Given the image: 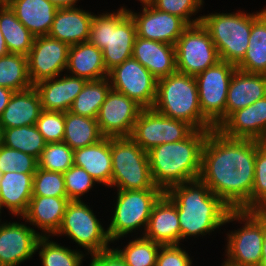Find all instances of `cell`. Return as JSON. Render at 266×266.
Returning <instances> with one entry per match:
<instances>
[{"label": "cell", "mask_w": 266, "mask_h": 266, "mask_svg": "<svg viewBox=\"0 0 266 266\" xmlns=\"http://www.w3.org/2000/svg\"><path fill=\"white\" fill-rule=\"evenodd\" d=\"M38 168V159L22 151L0 146V171L35 173Z\"/></svg>", "instance_id": "7bdbcfd3"}, {"label": "cell", "mask_w": 266, "mask_h": 266, "mask_svg": "<svg viewBox=\"0 0 266 266\" xmlns=\"http://www.w3.org/2000/svg\"><path fill=\"white\" fill-rule=\"evenodd\" d=\"M164 194L176 205L181 242L211 235L225 225L232 210L200 178L174 185Z\"/></svg>", "instance_id": "7a4b0ae2"}, {"label": "cell", "mask_w": 266, "mask_h": 266, "mask_svg": "<svg viewBox=\"0 0 266 266\" xmlns=\"http://www.w3.org/2000/svg\"><path fill=\"white\" fill-rule=\"evenodd\" d=\"M217 130L229 138L266 142V96L233 112Z\"/></svg>", "instance_id": "d6986e66"}, {"label": "cell", "mask_w": 266, "mask_h": 266, "mask_svg": "<svg viewBox=\"0 0 266 266\" xmlns=\"http://www.w3.org/2000/svg\"><path fill=\"white\" fill-rule=\"evenodd\" d=\"M265 96V74L247 73L236 69L228 87L225 120L233 112L243 109Z\"/></svg>", "instance_id": "cb8c5ba5"}, {"label": "cell", "mask_w": 266, "mask_h": 266, "mask_svg": "<svg viewBox=\"0 0 266 266\" xmlns=\"http://www.w3.org/2000/svg\"><path fill=\"white\" fill-rule=\"evenodd\" d=\"M111 89L108 77L87 81L69 111L76 115L97 118L101 105Z\"/></svg>", "instance_id": "836d02e7"}, {"label": "cell", "mask_w": 266, "mask_h": 266, "mask_svg": "<svg viewBox=\"0 0 266 266\" xmlns=\"http://www.w3.org/2000/svg\"><path fill=\"white\" fill-rule=\"evenodd\" d=\"M141 236V237H140ZM121 247H112L127 266H156L157 255L162 245L153 242L142 234ZM121 248V249H120Z\"/></svg>", "instance_id": "74e56055"}, {"label": "cell", "mask_w": 266, "mask_h": 266, "mask_svg": "<svg viewBox=\"0 0 266 266\" xmlns=\"http://www.w3.org/2000/svg\"><path fill=\"white\" fill-rule=\"evenodd\" d=\"M94 13L78 7L58 8L48 36L68 45L87 42Z\"/></svg>", "instance_id": "d4e9b609"}, {"label": "cell", "mask_w": 266, "mask_h": 266, "mask_svg": "<svg viewBox=\"0 0 266 266\" xmlns=\"http://www.w3.org/2000/svg\"><path fill=\"white\" fill-rule=\"evenodd\" d=\"M63 74L34 85L39 92L42 109L46 111H69L73 101L82 91L86 79Z\"/></svg>", "instance_id": "44dd1931"}, {"label": "cell", "mask_w": 266, "mask_h": 266, "mask_svg": "<svg viewBox=\"0 0 266 266\" xmlns=\"http://www.w3.org/2000/svg\"><path fill=\"white\" fill-rule=\"evenodd\" d=\"M111 89L128 96L143 109L153 108L158 80L135 58L130 57L108 72Z\"/></svg>", "instance_id": "5bb4252c"}, {"label": "cell", "mask_w": 266, "mask_h": 266, "mask_svg": "<svg viewBox=\"0 0 266 266\" xmlns=\"http://www.w3.org/2000/svg\"><path fill=\"white\" fill-rule=\"evenodd\" d=\"M70 45L52 37H35L27 55L32 85L57 77L66 71Z\"/></svg>", "instance_id": "9a60e30c"}, {"label": "cell", "mask_w": 266, "mask_h": 266, "mask_svg": "<svg viewBox=\"0 0 266 266\" xmlns=\"http://www.w3.org/2000/svg\"><path fill=\"white\" fill-rule=\"evenodd\" d=\"M42 110L41 98L35 86L15 91L0 116V127L9 129L35 125Z\"/></svg>", "instance_id": "484cf974"}, {"label": "cell", "mask_w": 266, "mask_h": 266, "mask_svg": "<svg viewBox=\"0 0 266 266\" xmlns=\"http://www.w3.org/2000/svg\"><path fill=\"white\" fill-rule=\"evenodd\" d=\"M67 198L70 201L81 200L82 196L89 193L95 184H98L86 170L75 165L71 166L64 174Z\"/></svg>", "instance_id": "ee69618b"}, {"label": "cell", "mask_w": 266, "mask_h": 266, "mask_svg": "<svg viewBox=\"0 0 266 266\" xmlns=\"http://www.w3.org/2000/svg\"><path fill=\"white\" fill-rule=\"evenodd\" d=\"M74 150L65 142L46 143L38 159V168L65 173L74 165Z\"/></svg>", "instance_id": "ab89813d"}, {"label": "cell", "mask_w": 266, "mask_h": 266, "mask_svg": "<svg viewBox=\"0 0 266 266\" xmlns=\"http://www.w3.org/2000/svg\"><path fill=\"white\" fill-rule=\"evenodd\" d=\"M165 192L162 189L117 190L116 204L107 232L111 242L147 228L153 206ZM143 228V229H142Z\"/></svg>", "instance_id": "9c48e42d"}, {"label": "cell", "mask_w": 266, "mask_h": 266, "mask_svg": "<svg viewBox=\"0 0 266 266\" xmlns=\"http://www.w3.org/2000/svg\"><path fill=\"white\" fill-rule=\"evenodd\" d=\"M210 130H194L187 138L164 143L148 151L152 179L164 192L170 187L198 179L202 149Z\"/></svg>", "instance_id": "3957f363"}, {"label": "cell", "mask_w": 266, "mask_h": 266, "mask_svg": "<svg viewBox=\"0 0 266 266\" xmlns=\"http://www.w3.org/2000/svg\"><path fill=\"white\" fill-rule=\"evenodd\" d=\"M90 256L92 259L90 258L89 266H127L113 248Z\"/></svg>", "instance_id": "7dc6e473"}, {"label": "cell", "mask_w": 266, "mask_h": 266, "mask_svg": "<svg viewBox=\"0 0 266 266\" xmlns=\"http://www.w3.org/2000/svg\"><path fill=\"white\" fill-rule=\"evenodd\" d=\"M236 68L266 75V10L252 23L246 54Z\"/></svg>", "instance_id": "1f68e13d"}, {"label": "cell", "mask_w": 266, "mask_h": 266, "mask_svg": "<svg viewBox=\"0 0 266 266\" xmlns=\"http://www.w3.org/2000/svg\"><path fill=\"white\" fill-rule=\"evenodd\" d=\"M261 142L229 138L216 128L204 142L199 178L232 210H239L250 199Z\"/></svg>", "instance_id": "6da1fadb"}, {"label": "cell", "mask_w": 266, "mask_h": 266, "mask_svg": "<svg viewBox=\"0 0 266 266\" xmlns=\"http://www.w3.org/2000/svg\"><path fill=\"white\" fill-rule=\"evenodd\" d=\"M142 109L128 96L110 89L96 118L102 135L109 138L131 136Z\"/></svg>", "instance_id": "2e32d148"}, {"label": "cell", "mask_w": 266, "mask_h": 266, "mask_svg": "<svg viewBox=\"0 0 266 266\" xmlns=\"http://www.w3.org/2000/svg\"><path fill=\"white\" fill-rule=\"evenodd\" d=\"M234 221L244 225L227 233L224 260L234 266H259L264 238V211L231 210L225 224Z\"/></svg>", "instance_id": "ba28073f"}, {"label": "cell", "mask_w": 266, "mask_h": 266, "mask_svg": "<svg viewBox=\"0 0 266 266\" xmlns=\"http://www.w3.org/2000/svg\"><path fill=\"white\" fill-rule=\"evenodd\" d=\"M204 0H153L150 4L157 10L181 18L188 26L199 24L202 16H195L203 7Z\"/></svg>", "instance_id": "60d3db41"}, {"label": "cell", "mask_w": 266, "mask_h": 266, "mask_svg": "<svg viewBox=\"0 0 266 266\" xmlns=\"http://www.w3.org/2000/svg\"><path fill=\"white\" fill-rule=\"evenodd\" d=\"M73 159L74 165L86 170L98 184L111 187V138L104 137L93 145L75 149Z\"/></svg>", "instance_id": "4316f807"}, {"label": "cell", "mask_w": 266, "mask_h": 266, "mask_svg": "<svg viewBox=\"0 0 266 266\" xmlns=\"http://www.w3.org/2000/svg\"><path fill=\"white\" fill-rule=\"evenodd\" d=\"M34 37L49 34L58 8L48 0H4Z\"/></svg>", "instance_id": "83f0119b"}, {"label": "cell", "mask_w": 266, "mask_h": 266, "mask_svg": "<svg viewBox=\"0 0 266 266\" xmlns=\"http://www.w3.org/2000/svg\"><path fill=\"white\" fill-rule=\"evenodd\" d=\"M66 72L87 81L108 77L102 50L89 41L70 46Z\"/></svg>", "instance_id": "f546056e"}, {"label": "cell", "mask_w": 266, "mask_h": 266, "mask_svg": "<svg viewBox=\"0 0 266 266\" xmlns=\"http://www.w3.org/2000/svg\"><path fill=\"white\" fill-rule=\"evenodd\" d=\"M8 53L9 52L7 49V45H6L5 39H4L3 34L1 32V29H0V57H4Z\"/></svg>", "instance_id": "816d5d0a"}, {"label": "cell", "mask_w": 266, "mask_h": 266, "mask_svg": "<svg viewBox=\"0 0 266 266\" xmlns=\"http://www.w3.org/2000/svg\"><path fill=\"white\" fill-rule=\"evenodd\" d=\"M32 196L67 197L63 173L37 168Z\"/></svg>", "instance_id": "b9f144b4"}, {"label": "cell", "mask_w": 266, "mask_h": 266, "mask_svg": "<svg viewBox=\"0 0 266 266\" xmlns=\"http://www.w3.org/2000/svg\"><path fill=\"white\" fill-rule=\"evenodd\" d=\"M35 126L46 143L63 142L65 112L42 110Z\"/></svg>", "instance_id": "f6af8a7d"}, {"label": "cell", "mask_w": 266, "mask_h": 266, "mask_svg": "<svg viewBox=\"0 0 266 266\" xmlns=\"http://www.w3.org/2000/svg\"><path fill=\"white\" fill-rule=\"evenodd\" d=\"M221 266H234V265H232V264H230V263H228V262H226V261L224 260V262L222 263Z\"/></svg>", "instance_id": "db71d44e"}, {"label": "cell", "mask_w": 266, "mask_h": 266, "mask_svg": "<svg viewBox=\"0 0 266 266\" xmlns=\"http://www.w3.org/2000/svg\"><path fill=\"white\" fill-rule=\"evenodd\" d=\"M236 69V65L220 60L195 76L202 115L216 129L225 121L228 87Z\"/></svg>", "instance_id": "8fae6325"}, {"label": "cell", "mask_w": 266, "mask_h": 266, "mask_svg": "<svg viewBox=\"0 0 266 266\" xmlns=\"http://www.w3.org/2000/svg\"><path fill=\"white\" fill-rule=\"evenodd\" d=\"M192 258L181 245L161 246L156 266H192Z\"/></svg>", "instance_id": "bcb514c9"}, {"label": "cell", "mask_w": 266, "mask_h": 266, "mask_svg": "<svg viewBox=\"0 0 266 266\" xmlns=\"http://www.w3.org/2000/svg\"><path fill=\"white\" fill-rule=\"evenodd\" d=\"M2 144L39 159L46 142L35 125L2 129Z\"/></svg>", "instance_id": "e575fe53"}, {"label": "cell", "mask_w": 266, "mask_h": 266, "mask_svg": "<svg viewBox=\"0 0 266 266\" xmlns=\"http://www.w3.org/2000/svg\"><path fill=\"white\" fill-rule=\"evenodd\" d=\"M70 200L67 197L32 196L26 212L20 217L37 227L41 237H52L59 230Z\"/></svg>", "instance_id": "ffe728a7"}, {"label": "cell", "mask_w": 266, "mask_h": 266, "mask_svg": "<svg viewBox=\"0 0 266 266\" xmlns=\"http://www.w3.org/2000/svg\"><path fill=\"white\" fill-rule=\"evenodd\" d=\"M127 9L93 15L88 41L102 50L107 72L132 57L137 28Z\"/></svg>", "instance_id": "277c9868"}, {"label": "cell", "mask_w": 266, "mask_h": 266, "mask_svg": "<svg viewBox=\"0 0 266 266\" xmlns=\"http://www.w3.org/2000/svg\"><path fill=\"white\" fill-rule=\"evenodd\" d=\"M142 13L127 9L134 19L137 36L175 45L188 25L179 17L154 8L151 4H141Z\"/></svg>", "instance_id": "ac0fdd59"}, {"label": "cell", "mask_w": 266, "mask_h": 266, "mask_svg": "<svg viewBox=\"0 0 266 266\" xmlns=\"http://www.w3.org/2000/svg\"><path fill=\"white\" fill-rule=\"evenodd\" d=\"M0 86L14 92L33 86L28 73L27 56L8 53L0 57Z\"/></svg>", "instance_id": "d590c367"}, {"label": "cell", "mask_w": 266, "mask_h": 266, "mask_svg": "<svg viewBox=\"0 0 266 266\" xmlns=\"http://www.w3.org/2000/svg\"><path fill=\"white\" fill-rule=\"evenodd\" d=\"M194 130L186 121L164 116L153 108H146L139 113L130 137L148 152L161 144L181 141Z\"/></svg>", "instance_id": "4fadbf2b"}, {"label": "cell", "mask_w": 266, "mask_h": 266, "mask_svg": "<svg viewBox=\"0 0 266 266\" xmlns=\"http://www.w3.org/2000/svg\"><path fill=\"white\" fill-rule=\"evenodd\" d=\"M103 224L93 209L82 200L70 201L63 216V221L54 236H67L79 247L84 248L86 255H92L110 249L112 243Z\"/></svg>", "instance_id": "30bf717a"}, {"label": "cell", "mask_w": 266, "mask_h": 266, "mask_svg": "<svg viewBox=\"0 0 266 266\" xmlns=\"http://www.w3.org/2000/svg\"><path fill=\"white\" fill-rule=\"evenodd\" d=\"M0 29L9 53L27 56L32 48L34 36L17 19L15 12L4 1H0Z\"/></svg>", "instance_id": "4dcf8cb0"}, {"label": "cell", "mask_w": 266, "mask_h": 266, "mask_svg": "<svg viewBox=\"0 0 266 266\" xmlns=\"http://www.w3.org/2000/svg\"><path fill=\"white\" fill-rule=\"evenodd\" d=\"M132 57L158 80L177 72L175 45L136 37Z\"/></svg>", "instance_id": "603a6c76"}, {"label": "cell", "mask_w": 266, "mask_h": 266, "mask_svg": "<svg viewBox=\"0 0 266 266\" xmlns=\"http://www.w3.org/2000/svg\"><path fill=\"white\" fill-rule=\"evenodd\" d=\"M35 173L7 172L0 180V207L14 217H21L32 198L33 176Z\"/></svg>", "instance_id": "f1b7e54d"}, {"label": "cell", "mask_w": 266, "mask_h": 266, "mask_svg": "<svg viewBox=\"0 0 266 266\" xmlns=\"http://www.w3.org/2000/svg\"><path fill=\"white\" fill-rule=\"evenodd\" d=\"M142 4H150L153 0H138Z\"/></svg>", "instance_id": "f5cc1de1"}, {"label": "cell", "mask_w": 266, "mask_h": 266, "mask_svg": "<svg viewBox=\"0 0 266 266\" xmlns=\"http://www.w3.org/2000/svg\"><path fill=\"white\" fill-rule=\"evenodd\" d=\"M259 266H266V211H264V238L262 244V259Z\"/></svg>", "instance_id": "f907efd6"}, {"label": "cell", "mask_w": 266, "mask_h": 266, "mask_svg": "<svg viewBox=\"0 0 266 266\" xmlns=\"http://www.w3.org/2000/svg\"><path fill=\"white\" fill-rule=\"evenodd\" d=\"M143 236L162 246L182 244L176 205L165 194L153 206Z\"/></svg>", "instance_id": "7402d4cb"}, {"label": "cell", "mask_w": 266, "mask_h": 266, "mask_svg": "<svg viewBox=\"0 0 266 266\" xmlns=\"http://www.w3.org/2000/svg\"><path fill=\"white\" fill-rule=\"evenodd\" d=\"M14 91L0 86V116L2 115L4 109L8 105Z\"/></svg>", "instance_id": "c3c4849f"}, {"label": "cell", "mask_w": 266, "mask_h": 266, "mask_svg": "<svg viewBox=\"0 0 266 266\" xmlns=\"http://www.w3.org/2000/svg\"><path fill=\"white\" fill-rule=\"evenodd\" d=\"M57 8H74L79 0H48Z\"/></svg>", "instance_id": "681fc988"}, {"label": "cell", "mask_w": 266, "mask_h": 266, "mask_svg": "<svg viewBox=\"0 0 266 266\" xmlns=\"http://www.w3.org/2000/svg\"><path fill=\"white\" fill-rule=\"evenodd\" d=\"M239 210L266 211V142L257 146L251 196Z\"/></svg>", "instance_id": "f35d334b"}, {"label": "cell", "mask_w": 266, "mask_h": 266, "mask_svg": "<svg viewBox=\"0 0 266 266\" xmlns=\"http://www.w3.org/2000/svg\"><path fill=\"white\" fill-rule=\"evenodd\" d=\"M153 109L160 114L186 121L196 130H213L202 115L194 76L175 72L158 79Z\"/></svg>", "instance_id": "5b68a950"}, {"label": "cell", "mask_w": 266, "mask_h": 266, "mask_svg": "<svg viewBox=\"0 0 266 266\" xmlns=\"http://www.w3.org/2000/svg\"><path fill=\"white\" fill-rule=\"evenodd\" d=\"M40 232L23 222H0V266H19L36 254Z\"/></svg>", "instance_id": "e0dca14e"}, {"label": "cell", "mask_w": 266, "mask_h": 266, "mask_svg": "<svg viewBox=\"0 0 266 266\" xmlns=\"http://www.w3.org/2000/svg\"><path fill=\"white\" fill-rule=\"evenodd\" d=\"M103 138L95 118L65 112L63 142L72 150L93 145Z\"/></svg>", "instance_id": "d6a6232c"}, {"label": "cell", "mask_w": 266, "mask_h": 266, "mask_svg": "<svg viewBox=\"0 0 266 266\" xmlns=\"http://www.w3.org/2000/svg\"><path fill=\"white\" fill-rule=\"evenodd\" d=\"M1 213H2V211H1V207H0V217H1ZM1 220H2V219L0 218V222H1Z\"/></svg>", "instance_id": "9f6ffc18"}, {"label": "cell", "mask_w": 266, "mask_h": 266, "mask_svg": "<svg viewBox=\"0 0 266 266\" xmlns=\"http://www.w3.org/2000/svg\"><path fill=\"white\" fill-rule=\"evenodd\" d=\"M266 10L245 13H209L202 15L201 24L208 31L222 61L237 65L245 56L252 23Z\"/></svg>", "instance_id": "8992f818"}, {"label": "cell", "mask_w": 266, "mask_h": 266, "mask_svg": "<svg viewBox=\"0 0 266 266\" xmlns=\"http://www.w3.org/2000/svg\"><path fill=\"white\" fill-rule=\"evenodd\" d=\"M175 50L177 72L194 77L220 61L216 46L201 23L183 31Z\"/></svg>", "instance_id": "7c38bea8"}, {"label": "cell", "mask_w": 266, "mask_h": 266, "mask_svg": "<svg viewBox=\"0 0 266 266\" xmlns=\"http://www.w3.org/2000/svg\"><path fill=\"white\" fill-rule=\"evenodd\" d=\"M2 145V128L0 127V146Z\"/></svg>", "instance_id": "11a10c76"}, {"label": "cell", "mask_w": 266, "mask_h": 266, "mask_svg": "<svg viewBox=\"0 0 266 266\" xmlns=\"http://www.w3.org/2000/svg\"><path fill=\"white\" fill-rule=\"evenodd\" d=\"M111 188L117 190L161 189L152 179L148 152L130 136L111 138Z\"/></svg>", "instance_id": "52a82bcc"}, {"label": "cell", "mask_w": 266, "mask_h": 266, "mask_svg": "<svg viewBox=\"0 0 266 266\" xmlns=\"http://www.w3.org/2000/svg\"><path fill=\"white\" fill-rule=\"evenodd\" d=\"M37 251L42 266H83V258L86 256L80 249L61 246L57 241L50 240V237L38 239Z\"/></svg>", "instance_id": "8d00e7d4"}]
</instances>
